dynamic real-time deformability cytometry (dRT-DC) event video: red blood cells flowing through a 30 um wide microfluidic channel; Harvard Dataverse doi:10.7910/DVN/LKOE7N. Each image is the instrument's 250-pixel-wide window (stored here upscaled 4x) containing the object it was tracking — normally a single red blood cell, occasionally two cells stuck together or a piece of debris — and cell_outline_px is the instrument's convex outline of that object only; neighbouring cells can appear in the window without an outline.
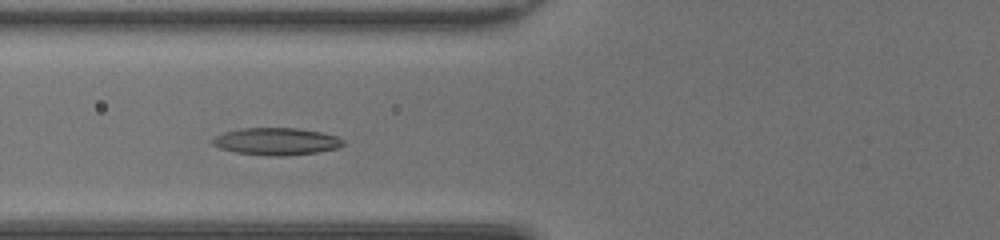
{"species": "common noctule bat (a hibernating species)", "species_latin": "Nyctalus noctula", "temperature_condition": "room temperature", "stored_images_in_passage": 29, "camera_frame_rate_fps": 3000, "um_per_image_px": 0.085, "animal": {"sex": "female", "body_mass_g": 20.0, "forearm_length_mm": 54.0}, "frame": {"image": 1, "passage_image": 6, "time_ms": 1.667, "image_size_px": [1000, 240], "cell_outline_px": [[344, 144], [336, 148], [316, 152], [288, 156], [268, 156], [236, 152], [220, 148], [212, 144], [212, 140], [216, 136], [224, 132], [240, 128], [296, 128], [320, 132], [336, 136], [344, 140]], "centroid_in_image_um": [23.48, 12.02], "position_along_channel_um": 102.3, "area_um2": 20.63}}
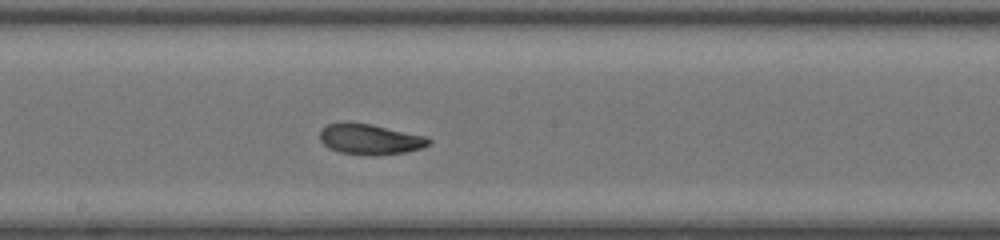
{"frame": {"image": 2, "passage_image": 14, "time_ms": 4.333, "image_size_px": [1000, 240], "cell_outline_px": [[432, 140], [428, 144], [420, 148], [404, 152], [340, 152], [328, 148], [320, 140], [320, 128], [328, 124], [344, 120], [372, 124], [428, 136]], "centroid_in_image_um": [31.4, 11.74], "position_along_channel_um": 216.8, "area_um2": 18.84}}
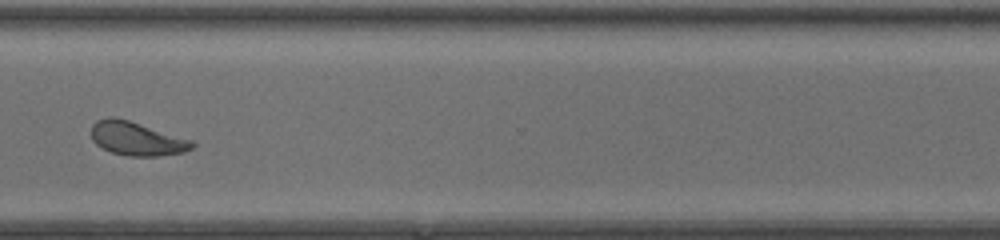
{"frame": {"image": 3, "passage_image": 24, "time_ms": 7.667, "image_size_px": [1000, 240], "cell_outline_px": [[196, 144], [192, 148], [184, 152], [160, 156], [128, 156], [112, 152], [96, 144], [92, 140], [92, 124], [96, 120], [108, 116], [112, 116], [128, 120], [192, 140]], "centroid_in_image_um": [11.61, 11.78], "position_along_channel_um": 359.0, "area_um2": 19.71}, "authors_computed_cell_mechanics": {"area_um2": 19.5364, "velocity_mm_per_s": 4.2813, "shape_relaxation_time_tau1_ms": 6.1137, "shape_relaxation_time_tau2_ms": 2.0048, "deformation_change_tau1": 0.1901, "deformation_change_tau2": 0.0898}}